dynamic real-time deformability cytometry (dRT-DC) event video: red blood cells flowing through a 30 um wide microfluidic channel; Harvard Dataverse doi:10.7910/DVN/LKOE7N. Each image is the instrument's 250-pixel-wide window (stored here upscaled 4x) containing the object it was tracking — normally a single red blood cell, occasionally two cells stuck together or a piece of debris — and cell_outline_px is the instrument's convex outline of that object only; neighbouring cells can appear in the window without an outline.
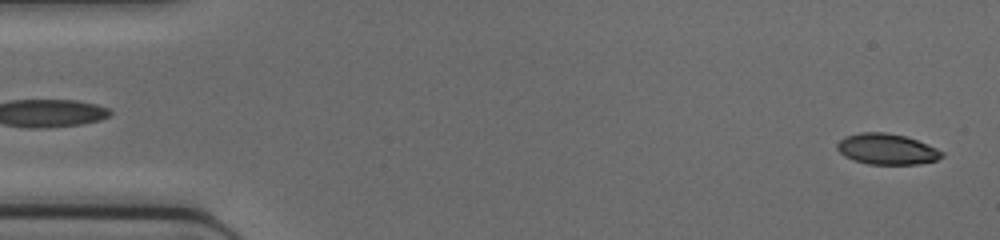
{"species": "common noctule bat (a hibernating species)", "species_latin": "Nyctalus noctula", "temperature_condition": "cold", "stored_images_in_passage": 45, "camera_frame_rate_fps": 3000, "um_per_image_px": 0.085, "animal": {"sex": "female", "body_mass_g": 17.0, "forearm_length_mm": 48.0}, "frame": {"image": 1, "passage_image": 1, "time_ms": 0.0, "image_size_px": [1000, 240], "cell_outline_px": [[944, 156], [936, 160], [920, 164], [868, 164], [844, 156], [836, 148], [836, 144], [844, 136], [860, 132], [884, 132], [904, 136], [916, 140], [936, 148], [944, 152]], "centroid_in_image_um": [75.37, 12.67], "position_along_channel_um": 9.6, "area_um2": 18.73}}
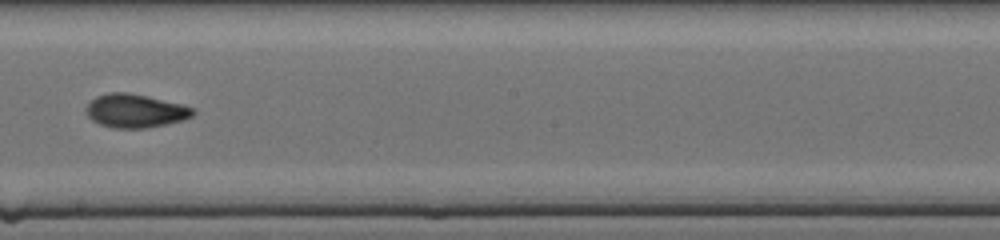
{"frame": {"image": 2, "passage_image": 25, "time_ms": 8.0, "image_size_px": [1000, 240], "cell_outline_px": [[196, 112], [192, 116], [184, 120], [144, 128], [116, 128], [100, 124], [92, 120], [88, 116], [84, 108], [96, 96], [108, 92], [128, 92], [148, 96], [184, 104], [196, 108]], "centroid_in_image_um": [11.53, 9.4], "position_along_channel_um": 236.7, "area_um2": 21.04}}
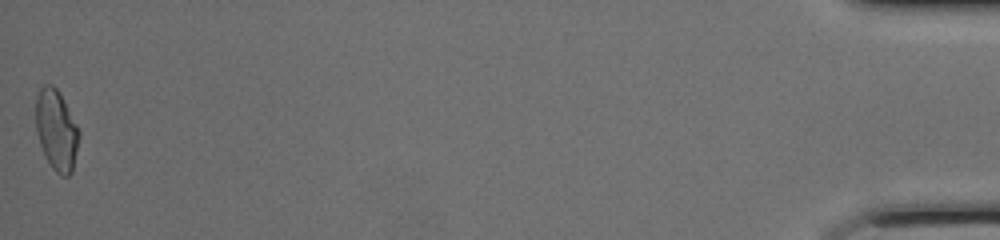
{"frame": {"image": 3, "passage_image": 45, "time_ms": 14.667, "image_size_px": [1000, 240], "cell_outline_px": [[80, 136], [72, 172], [68, 176], [60, 176], [52, 168], [44, 156], [36, 132], [36, 96], [40, 88], [44, 84], [52, 84], [60, 92], [80, 132]], "centroid_in_image_um": [4.79, 11.06], "position_along_channel_um": 430.4, "area_um2": 20.46}}